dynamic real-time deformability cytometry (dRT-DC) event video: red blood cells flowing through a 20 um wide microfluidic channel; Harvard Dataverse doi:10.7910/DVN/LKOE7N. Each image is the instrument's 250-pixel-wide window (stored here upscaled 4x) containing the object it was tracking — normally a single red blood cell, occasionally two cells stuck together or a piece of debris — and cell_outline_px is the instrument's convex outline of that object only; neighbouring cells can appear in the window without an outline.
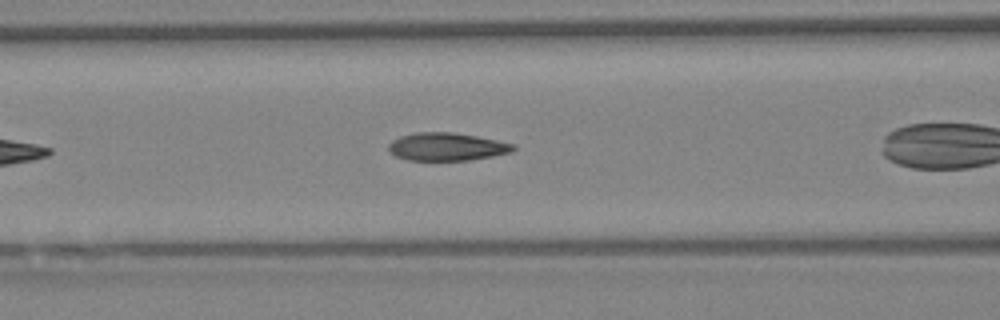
{"species": "Egyptian fruit bat (a non-hibernating species)", "species_latin": "Rousettus aegyptiacus", "temperature_condition": "warm", "stored_images_in_passage": 26, "camera_frame_rate_fps": 3000, "um_per_image_px": 0.085, "animal": {"sex": "female"}, "frame": {"image": 1, "passage_image": 8, "time_ms": 2.333, "image_size_px": [1000, 320], "cell_outline_px": [[516, 148], [512, 152], [492, 156], [468, 160], [408, 160], [396, 156], [388, 148], [388, 144], [392, 140], [400, 136], [416, 132], [452, 132], [476, 136], [516, 144]], "centroid_in_image_um": [37.99, 12.46], "position_along_channel_um": 128.6, "area_um2": 20.23}}